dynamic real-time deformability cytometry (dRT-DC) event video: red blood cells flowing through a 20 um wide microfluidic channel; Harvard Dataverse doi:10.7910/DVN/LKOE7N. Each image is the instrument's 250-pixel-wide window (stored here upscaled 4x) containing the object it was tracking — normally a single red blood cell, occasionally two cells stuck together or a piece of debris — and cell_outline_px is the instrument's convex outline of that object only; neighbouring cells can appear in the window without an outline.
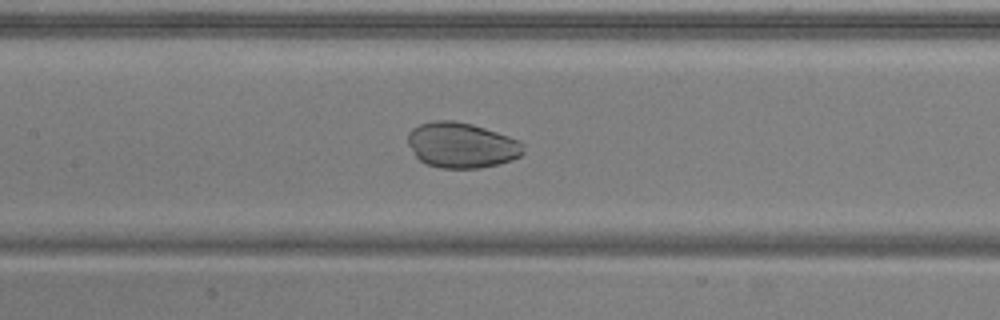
{"species": "common noctule bat (a hibernating species)", "species_latin": "Nyctalus noctula", "temperature_condition": "warm", "stored_images_in_passage": 51, "camera_frame_rate_fps": 3000, "um_per_image_px": 0.085, "animal": {"sex": "male", "body_mass_g": 20.5, "forearm_length_mm": 52.5}, "frame": {"image": 1, "passage_image": 23, "time_ms": 7.333, "image_size_px": [1000, 320], "cell_outline_px": [[524, 152], [520, 156], [512, 160], [500, 164], [480, 168], [440, 168], [428, 164], [420, 160], [416, 156], [408, 144], [408, 132], [412, 128], [420, 124], [436, 120], [452, 120], [472, 124], [520, 140], [524, 144]], "centroid_in_image_um": [39.25, 12.34], "position_along_channel_um": 168.1, "area_um2": 30.63}}
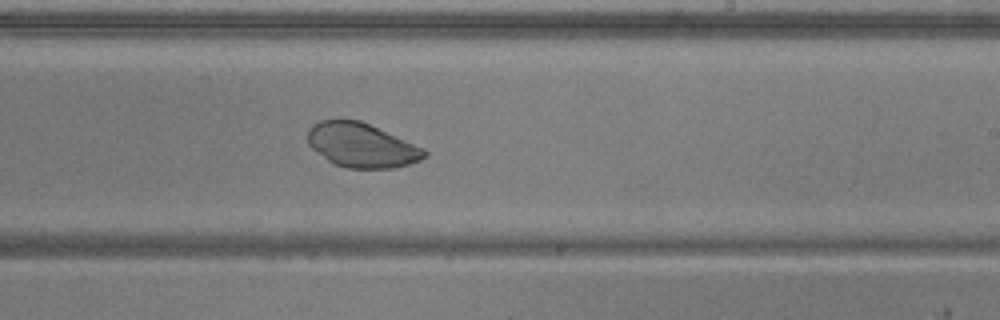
{"frame": {"image": 2, "passage_image": 30, "time_ms": 9.667, "image_size_px": [1000, 320], "cell_outline_px": [[428, 156], [420, 160], [396, 168], [348, 168], [336, 164], [328, 160], [312, 148], [308, 144], [308, 128], [312, 124], [320, 120], [360, 120], [424, 148], [428, 152]], "centroid_in_image_um": [30.75, 12.35], "position_along_channel_um": 258.3, "area_um2": 29.94}}
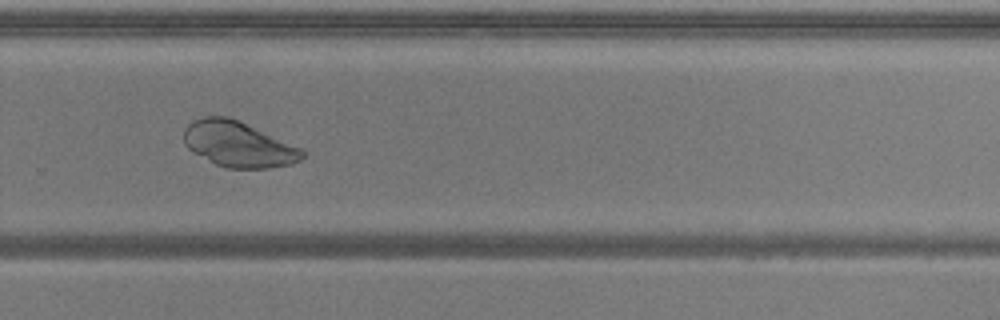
{"frame": {"image": 3, "passage_image": 34, "time_ms": 11.0, "image_size_px": [1000, 320], "cell_outline_px": [[304, 156], [300, 160], [292, 164], [268, 168], [228, 168], [216, 164], [188, 148], [184, 144], [184, 128], [192, 120], [204, 116], [224, 116], [236, 120], [304, 148]], "centroid_in_image_um": [20.28, 12.26], "position_along_channel_um": 309.5, "area_um2": 31.21}}